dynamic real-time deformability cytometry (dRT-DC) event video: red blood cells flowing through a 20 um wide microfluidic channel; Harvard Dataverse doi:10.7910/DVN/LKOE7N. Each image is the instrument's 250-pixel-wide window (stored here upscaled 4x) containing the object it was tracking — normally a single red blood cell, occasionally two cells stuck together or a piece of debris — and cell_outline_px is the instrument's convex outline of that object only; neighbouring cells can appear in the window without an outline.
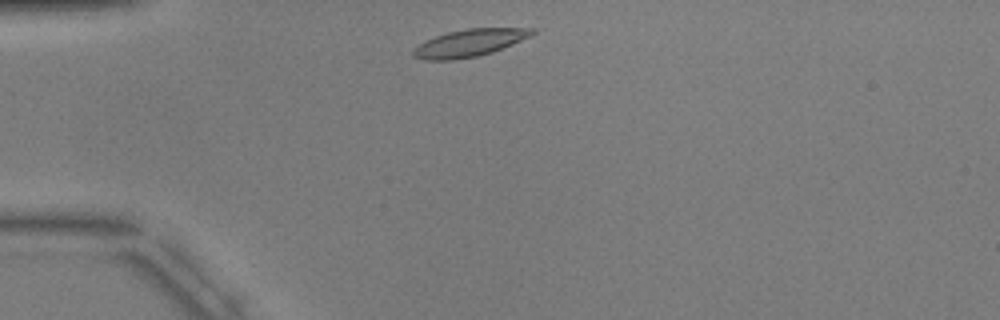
{"species": "common noctule bat (a hibernating species)", "species_latin": "Nyctalus noctula", "temperature_condition": "warm", "stored_images_in_passage": 5, "camera_frame_rate_fps": 3000, "um_per_image_px": 0.085, "animal": {"sex": "male", "body_mass_g": 17.9, "forearm_length_mm": 54.2}, "frame": {"image": 1, "passage_image": 1, "time_ms": 0.0, "image_size_px": [1000, 320], "cell_outline_px": [[536, 32], [532, 36], [492, 52], [476, 56], [452, 60], [424, 60], [412, 56], [412, 48], [436, 36], [448, 32], [468, 28], [536, 28]], "centroid_in_image_um": [39.91, 3.65], "position_along_channel_um": 45.1, "area_um2": 18.84}}
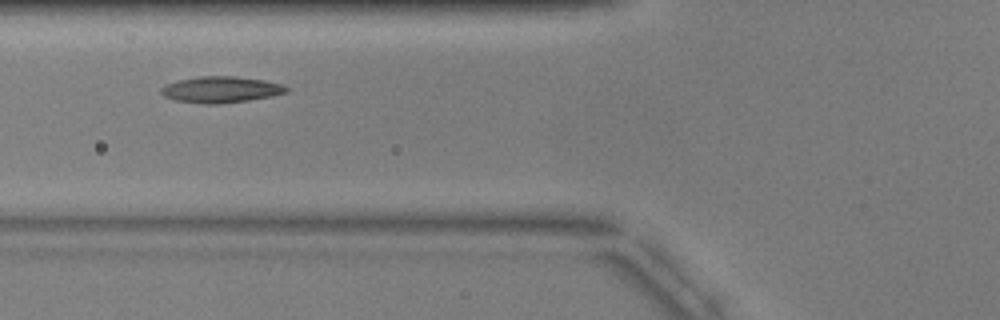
{"frame": {"image": 2, "passage_image": 3, "time_ms": 2.333, "image_size_px": [1000, 320], "cell_outline_px": [[288, 92], [272, 96], [248, 100], [216, 104], [204, 104], [176, 100], [164, 96], [160, 92], [160, 88], [168, 84], [180, 80], [200, 76], [236, 76], [264, 80], [284, 84], [288, 88]], "centroid_in_image_um": [18.81, 7.61], "position_along_channel_um": 107.0, "area_um2": 19.07}}